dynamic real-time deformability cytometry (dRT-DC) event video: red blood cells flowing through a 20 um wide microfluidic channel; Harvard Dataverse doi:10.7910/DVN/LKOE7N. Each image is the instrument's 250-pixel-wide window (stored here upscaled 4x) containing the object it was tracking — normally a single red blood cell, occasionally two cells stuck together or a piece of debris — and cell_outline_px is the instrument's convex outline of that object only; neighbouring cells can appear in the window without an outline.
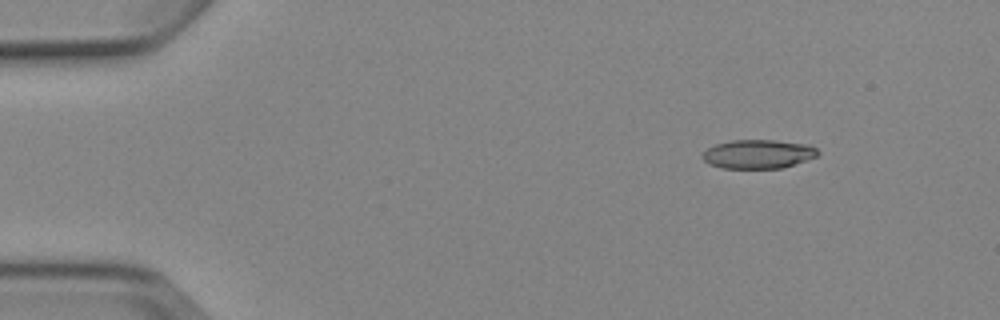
{"species": "Egyptian fruit bat (a non-hibernating species)", "species_latin": "Rousettus aegyptiacus", "temperature_condition": "cold", "stored_images_in_passage": 5, "camera_frame_rate_fps": 3000, "um_per_image_px": 0.085, "animal": {"sex": "female"}, "frame": {"image": 1, "passage_image": 2, "time_ms": 1.333, "image_size_px": [1000, 320], "cell_outline_px": [[820, 152], [816, 156], [784, 168], [720, 168], [708, 164], [700, 156], [708, 148], [716, 144], [732, 140], [772, 140], [808, 144], [816, 148]], "centroid_in_image_um": [64.42, 13.1], "position_along_channel_um": 20.6, "area_um2": 19.42}}
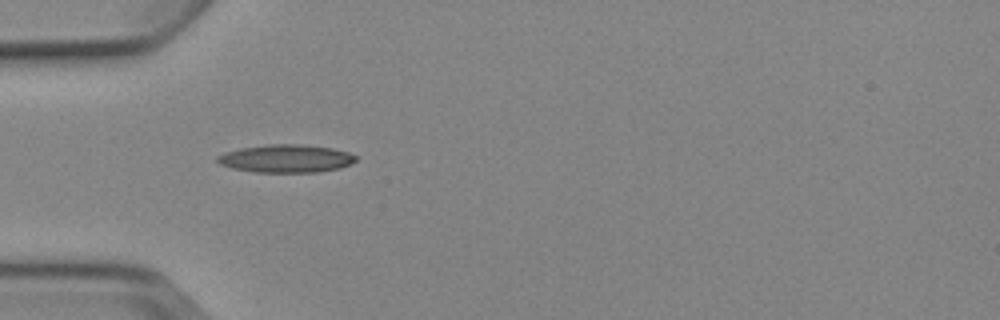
{"frame": {"image": 2, "passage_image": 4, "time_ms": 4.667, "image_size_px": [1000, 320], "cell_outline_px": [[356, 160], [352, 164], [340, 168], [316, 172], [256, 172], [232, 168], [220, 164], [216, 160], [216, 156], [224, 152], [240, 148], [268, 144], [300, 144], [332, 148], [348, 152], [356, 156]], "centroid_in_image_um": [24.3, 13.47], "position_along_channel_um": 60.7, "area_um2": 22.6}}
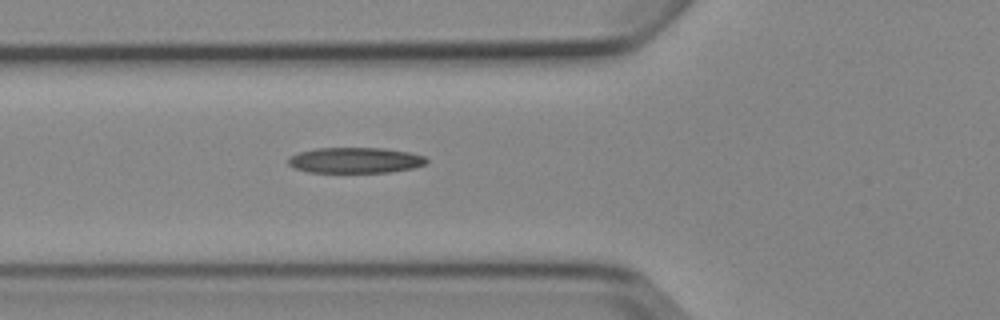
{"frame": {"image": 3, "passage_image": 5, "time_ms": 5.667, "image_size_px": [1000, 320], "cell_outline_px": [[428, 164], [412, 168], [388, 172], [308, 172], [292, 168], [288, 164], [288, 156], [300, 152], [316, 148], [384, 148], [408, 152], [424, 156], [428, 160]], "centroid_in_image_um": [30.17, 13.62], "position_along_channel_um": 95.6, "area_um2": 20.75}}